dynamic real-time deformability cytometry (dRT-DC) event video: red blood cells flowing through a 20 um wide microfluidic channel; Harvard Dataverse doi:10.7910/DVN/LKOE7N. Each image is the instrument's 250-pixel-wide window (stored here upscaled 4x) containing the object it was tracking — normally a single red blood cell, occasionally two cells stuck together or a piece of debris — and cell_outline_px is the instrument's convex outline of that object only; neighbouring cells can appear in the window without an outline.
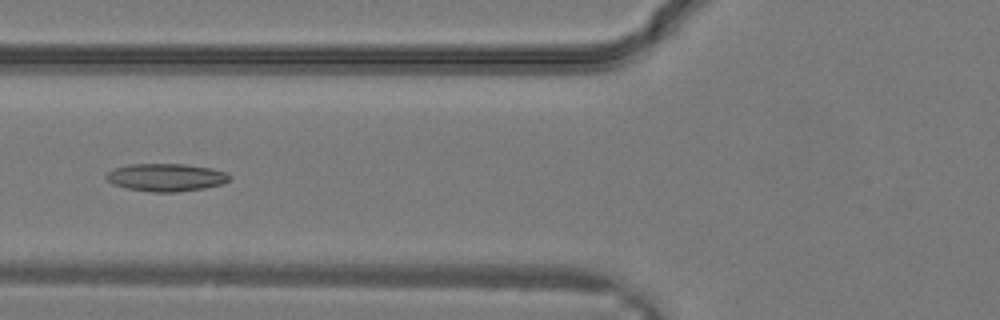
{"species": "common noctule bat (a hibernating species)", "species_latin": "Nyctalus noctula", "temperature_condition": "warm", "stored_images_in_passage": 27, "camera_frame_rate_fps": 3000, "um_per_image_px": 0.085, "animal": {"sex": "male", "body_mass_g": 19.2, "forearm_length_mm": 51.8}, "frame": {"image": 1, "passage_image": 8, "time_ms": 2.333, "image_size_px": [1000, 320], "cell_outline_px": [[232, 180], [224, 184], [204, 188], [176, 192], [152, 192], [124, 188], [112, 184], [104, 176], [112, 168], [128, 164], [184, 164], [212, 168], [228, 172], [232, 176]], "centroid_in_image_um": [14.14, 15.07], "position_along_channel_um": 111.7, "area_um2": 20.35}}
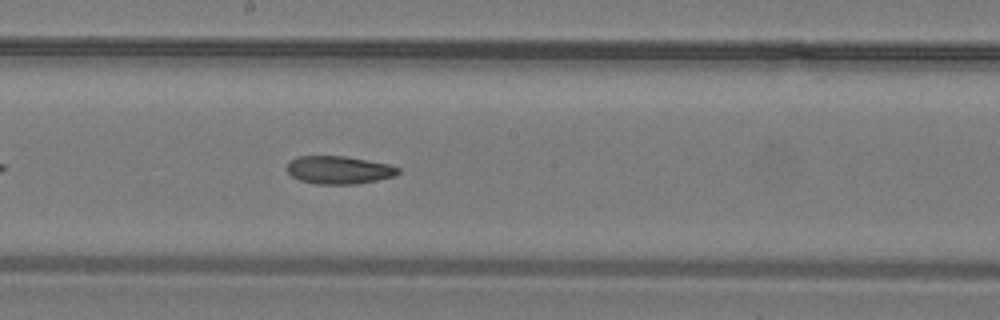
{"frame": {"image": 2, "passage_image": 13, "time_ms": 4.0, "image_size_px": [1000, 320], "cell_outline_px": [[400, 172], [396, 176], [356, 184], [316, 184], [300, 180], [292, 176], [288, 172], [288, 160], [296, 156], [344, 156], [392, 164], [400, 168]], "centroid_in_image_um": [28.83, 14.44], "position_along_channel_um": 219.4, "area_um2": 18.26}}
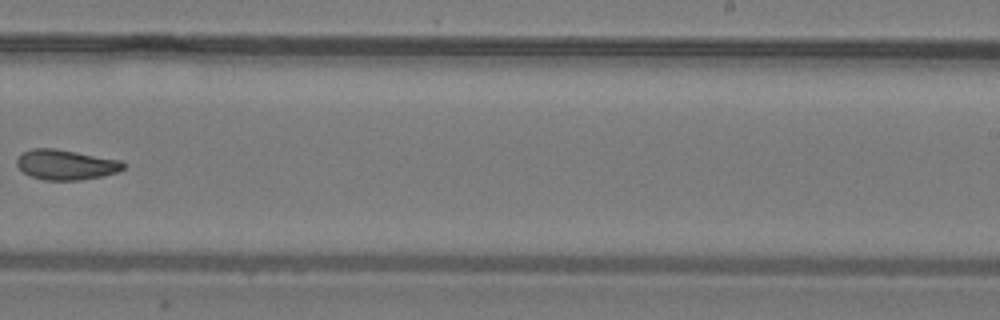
{"frame": {"image": 3, "passage_image": 16, "time_ms": 5.0, "image_size_px": [1000, 320], "cell_outline_px": [[124, 168], [116, 172], [104, 176], [80, 180], [44, 180], [32, 176], [24, 172], [16, 164], [16, 156], [20, 152], [32, 148], [52, 148], [76, 152], [120, 160], [124, 164]], "centroid_in_image_um": [5.55, 13.99], "position_along_channel_um": 283.4, "area_um2": 18.67}}